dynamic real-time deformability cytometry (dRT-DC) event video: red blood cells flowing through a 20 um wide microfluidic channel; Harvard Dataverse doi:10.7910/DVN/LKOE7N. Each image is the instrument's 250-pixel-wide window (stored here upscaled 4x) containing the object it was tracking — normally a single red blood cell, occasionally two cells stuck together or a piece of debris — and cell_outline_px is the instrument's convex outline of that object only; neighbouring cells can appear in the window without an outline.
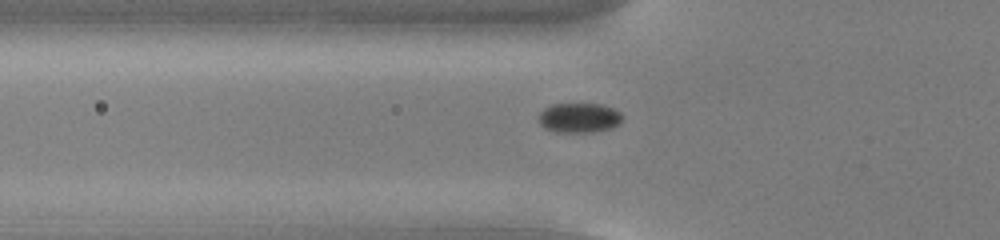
{"species": "common noctule bat (a hibernating species)", "species_latin": "Nyctalus noctula", "temperature_condition": "cold", "stored_images_in_passage": 50, "camera_frame_rate_fps": 3000, "um_per_image_px": 0.085, "animal": {"sex": "male", "body_mass_g": 13.0, "forearm_length_mm": 53.1}, "frame": {"image": 1, "passage_image": 14, "time_ms": 4.333, "image_size_px": [1000, 240], "cell_outline_px": [[624, 116], [620, 124], [612, 128], [592, 132], [556, 132], [544, 128], [540, 124], [536, 116], [544, 108], [552, 104], [604, 104], [620, 112]], "centroid_in_image_um": [49.22, 10.01], "position_along_channel_um": 76.6, "area_um2": 14.8}}
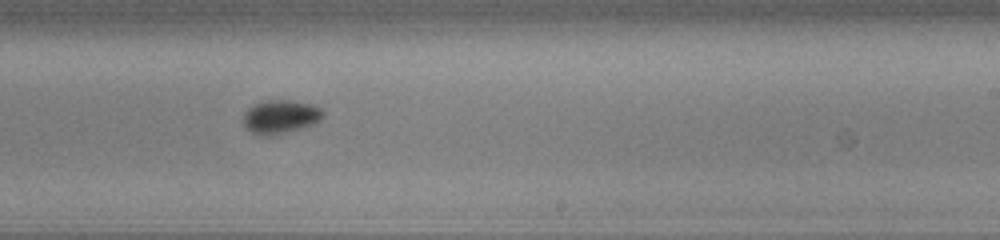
{"frame": {"image": 2, "passage_image": 29, "time_ms": 9.333, "image_size_px": [1000, 240], "cell_outline_px": [[324, 116], [320, 120], [312, 124], [300, 128], [272, 136], [260, 136], [252, 132], [244, 124], [244, 112], [252, 104], [264, 100], [288, 100], [312, 104], [320, 108], [324, 112]], "centroid_in_image_um": [23.83, 9.91], "position_along_channel_um": 265.2, "area_um2": 15.61}}
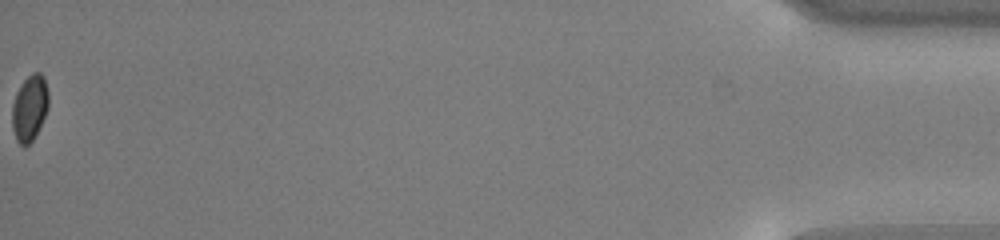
{"frame": {"image": 3, "passage_image": 50, "time_ms": 16.333, "image_size_px": [1000, 240], "cell_outline_px": [[48, 108], [36, 136], [28, 144], [20, 144], [16, 140], [12, 128], [12, 104], [16, 92], [24, 80], [32, 72], [40, 72], [44, 76], [48, 92]], "centroid_in_image_um": [2.52, 9.16], "position_along_channel_um": 432.7, "area_um2": 14.05}, "authors_computed_cell_mechanics": {"area_um2": 14.8546, "velocity_mm_per_s": 3.7769, "shape_relaxation_time_tau1_ms": 1.773, "shape_relaxation_time_tau2_ms": null, "deformation_change_tau1": 0.0566, "deformation_change_tau2": null}}